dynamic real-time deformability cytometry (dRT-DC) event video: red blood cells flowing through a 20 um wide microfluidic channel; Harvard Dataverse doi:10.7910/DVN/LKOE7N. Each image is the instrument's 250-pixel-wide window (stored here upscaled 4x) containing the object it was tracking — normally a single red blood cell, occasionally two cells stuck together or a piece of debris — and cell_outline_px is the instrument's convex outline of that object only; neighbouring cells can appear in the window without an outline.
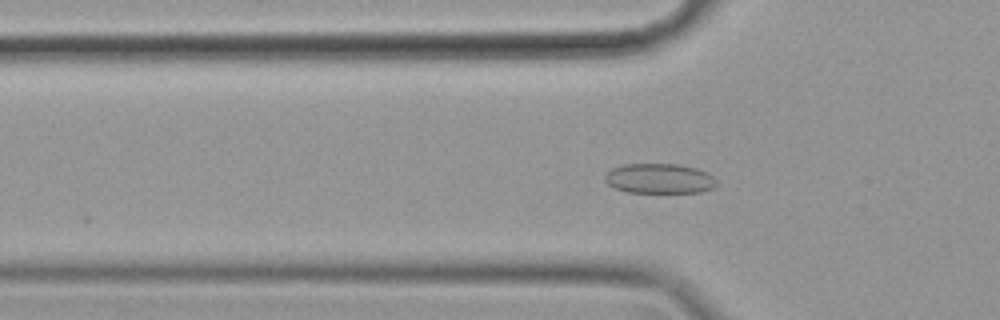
{"species": "common noctule bat (a hibernating species)", "species_latin": "Nyctalus noctula", "temperature_condition": "cold", "stored_images_in_passage": 45, "camera_frame_rate_fps": 3000, "um_per_image_px": 0.085, "animal": {"sex": "female", "body_mass_g": 19.9}, "frame": {"image": 1, "passage_image": 17, "time_ms": 5.333, "image_size_px": [1000, 320], "cell_outline_px": [[716, 184], [712, 188], [700, 192], [628, 192], [616, 188], [608, 184], [604, 180], [604, 176], [612, 168], [624, 164], [676, 164], [696, 168], [708, 172], [716, 180]], "centroid_in_image_um": [56.04, 15.17], "position_along_channel_um": 69.8, "area_um2": 19.36}}
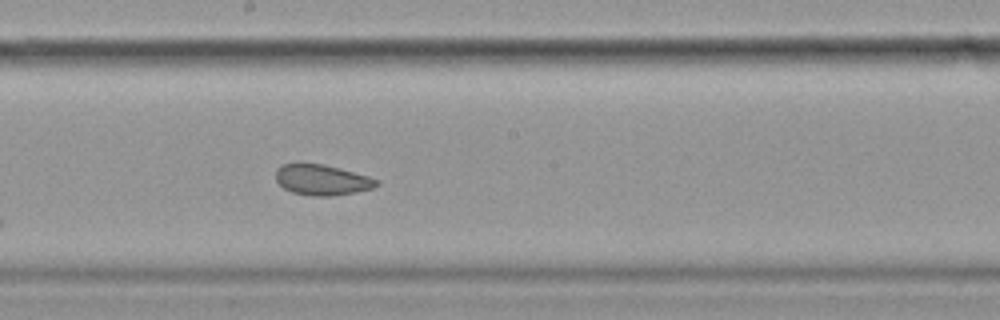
{"frame": {"image": 2, "passage_image": 30, "time_ms": 9.667, "image_size_px": [1000, 320], "cell_outline_px": [[380, 184], [372, 188], [356, 192], [332, 196], [312, 196], [292, 192], [284, 188], [276, 180], [276, 168], [284, 164], [300, 160], [324, 164], [340, 168], [368, 176], [380, 180]], "centroid_in_image_um": [27.34, 15.25], "position_along_channel_um": 220.9, "area_um2": 18.5}}
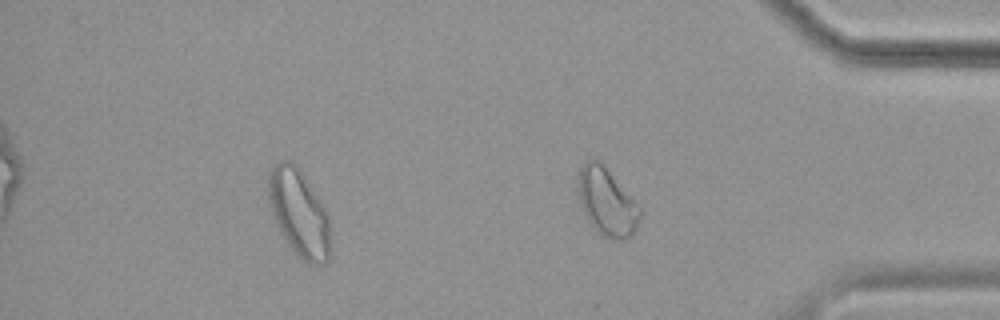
{"frame": {"image": 3, "passage_image": 45, "time_ms": 14.667, "image_size_px": [1000, 320], "cell_outline_px": [[640, 216], [636, 228], [632, 236], [620, 240], [616, 240], [600, 236], [588, 224], [580, 204], [576, 176], [580, 168], [588, 160], [600, 160], [604, 164], [640, 204]], "centroid_in_image_um": [51.57, 17.17], "position_along_channel_um": 383.6, "area_um2": 25.14}, "authors_computed_cell_mechanics": {"area_um2": 19.3052, "velocity_mm_per_s": 3.503, "shape_relaxation_time_tau1_ms": null, "shape_relaxation_time_tau2_ms": 1.7901, "deformation_change_tau1": null, "deformation_change_tau2": 0.0635}}